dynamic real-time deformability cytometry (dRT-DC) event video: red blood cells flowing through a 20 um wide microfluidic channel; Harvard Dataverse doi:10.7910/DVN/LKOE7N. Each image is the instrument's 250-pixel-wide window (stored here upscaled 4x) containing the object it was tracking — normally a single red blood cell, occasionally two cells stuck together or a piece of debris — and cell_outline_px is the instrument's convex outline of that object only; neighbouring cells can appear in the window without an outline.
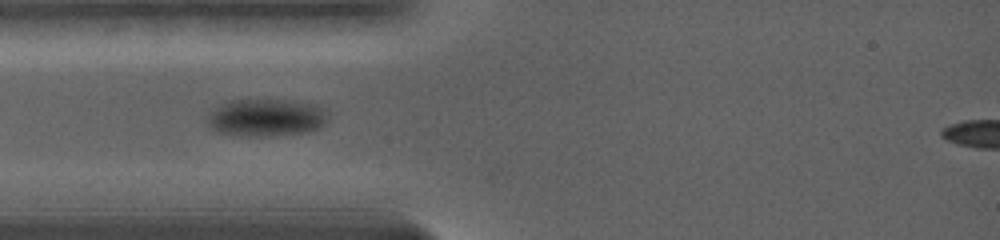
{"species": "common noctule bat (a hibernating species)", "species_latin": "Nyctalus noctula", "temperature_condition": "warm", "stored_images_in_passage": 5, "camera_frame_rate_fps": 5000, "um_per_image_px": 0.085, "animal": {"sex": "female", "body_mass_g": 19.0, "forearm_length_mm": 56.7}, "frame": {"image": 1, "passage_image": 2, "time_ms": 1.0, "image_size_px": [1000, 240], "cell_outline_px": [[328, 116], [324, 124], [308, 132], [260, 136], [248, 136], [216, 132], [208, 124], [208, 116], [220, 104], [232, 100], [284, 100], [316, 104]], "centroid_in_image_um": [22.6, 9.99], "position_along_channel_um": 62.4, "area_um2": 25.84}}
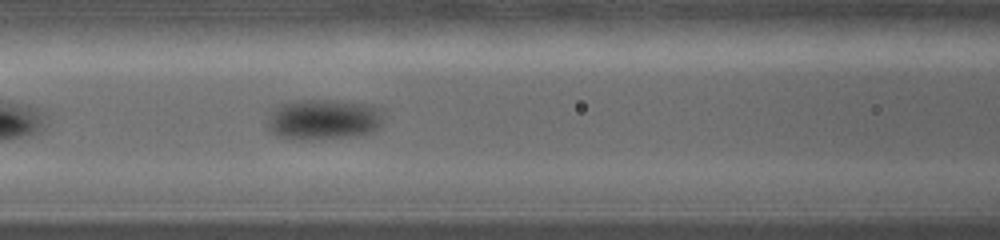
{"frame": {"image": 2, "passage_image": 4, "time_ms": 3.2, "image_size_px": [1000, 240], "cell_outline_px": [[380, 124], [372, 132], [356, 136], [308, 140], [292, 140], [276, 136], [268, 128], [268, 124], [272, 112], [280, 104], [292, 100], [336, 100], [372, 104], [380, 108]], "centroid_in_image_um": [27.48, 10.16], "position_along_channel_um": 139.1, "area_um2": 27.57}}
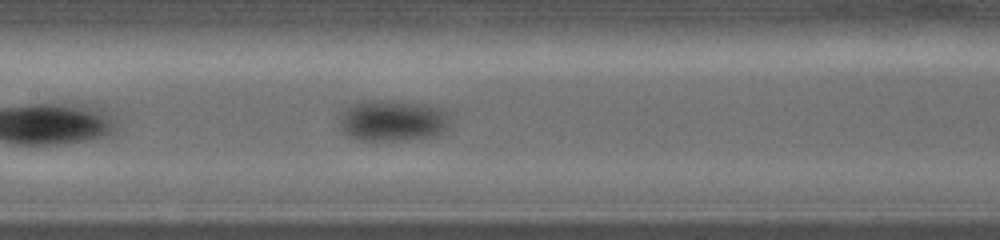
{"frame": {"image": 3, "passage_image": 5, "time_ms": 4.2, "image_size_px": [1000, 240], "cell_outline_px": [[452, 112], [448, 124], [440, 132], [432, 136], [400, 140], [360, 140], [348, 136], [340, 128], [336, 120], [340, 112], [344, 108], [352, 104], [364, 100], [396, 100], [428, 104], [444, 108]], "centroid_in_image_um": [33.34, 10.21], "position_along_channel_um": 174.1, "area_um2": 27.28}}